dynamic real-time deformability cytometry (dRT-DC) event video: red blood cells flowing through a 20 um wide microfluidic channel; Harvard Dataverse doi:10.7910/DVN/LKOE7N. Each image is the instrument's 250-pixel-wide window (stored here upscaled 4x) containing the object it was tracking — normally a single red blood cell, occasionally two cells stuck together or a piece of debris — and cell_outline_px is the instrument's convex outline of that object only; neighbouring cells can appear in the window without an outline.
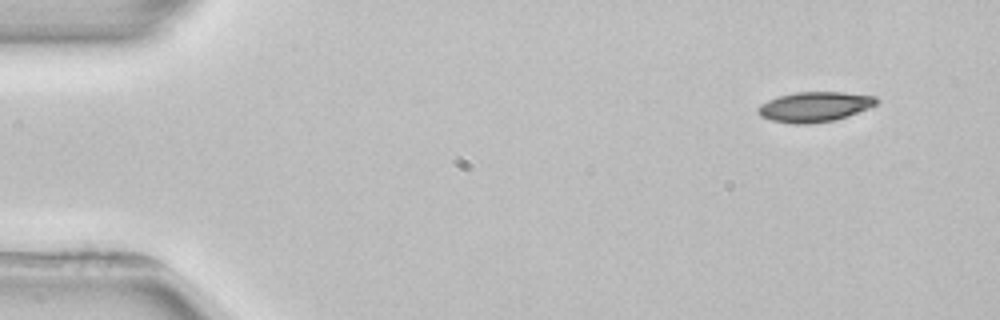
{"species": "common noctule bat (a hibernating species)", "species_latin": "Nyctalus noctula", "temperature_condition": "room temperature", "stored_images_in_passage": 3, "camera_frame_rate_fps": 3000, "um_per_image_px": 0.085, "animal": {"sex": "female", "body_mass_g": 22.7, "forearm_length_mm": 54.2}, "frame": {"image": 1, "passage_image": 1, "time_ms": 0.0, "image_size_px": [1000, 320], "cell_outline_px": [[880, 100], [876, 104], [868, 108], [848, 116], [832, 120], [808, 124], [792, 124], [772, 120], [760, 116], [756, 112], [756, 108], [760, 104], [768, 100], [780, 96], [796, 92], [844, 92], [876, 96]], "centroid_in_image_um": [69.23, 9.07], "position_along_channel_um": 15.8, "area_um2": 20.75}}
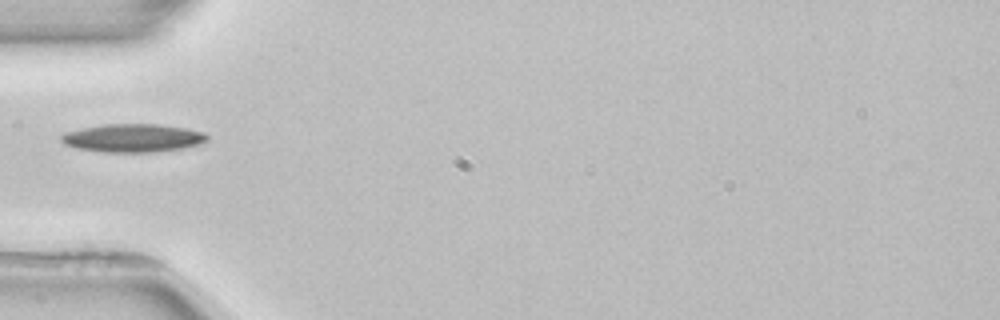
{"frame": {"image": 2, "passage_image": 3, "time_ms": 4.333, "image_size_px": [1000, 320], "cell_outline_px": [[208, 140], [200, 144], [184, 148], [152, 152], [104, 152], [76, 148], [64, 144], [60, 140], [60, 136], [64, 132], [104, 124], [160, 124], [188, 128], [204, 132], [208, 136]], "centroid_in_image_um": [11.31, 11.73], "position_along_channel_um": 73.7, "area_um2": 24.16}}